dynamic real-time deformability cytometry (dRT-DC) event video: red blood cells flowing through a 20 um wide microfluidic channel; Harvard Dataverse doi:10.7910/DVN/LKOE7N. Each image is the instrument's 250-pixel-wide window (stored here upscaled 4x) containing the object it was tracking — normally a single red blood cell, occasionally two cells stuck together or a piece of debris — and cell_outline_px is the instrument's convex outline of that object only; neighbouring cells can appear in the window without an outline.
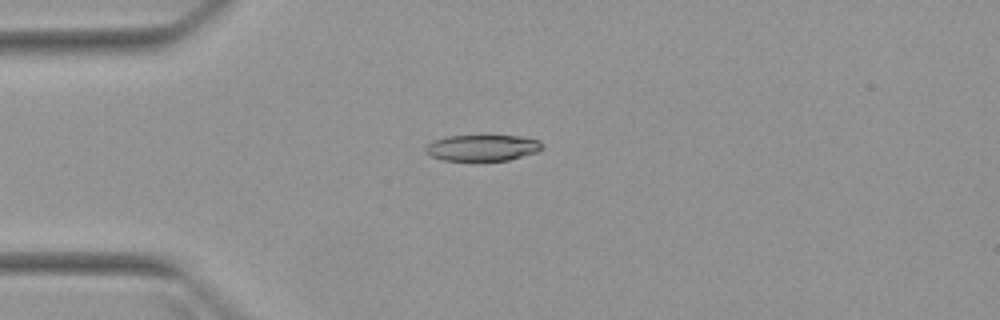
{"species": "Egyptian fruit bat (a non-hibernating species)", "species_latin": "Rousettus aegyptiacus", "temperature_condition": "warm", "stored_images_in_passage": 3, "camera_frame_rate_fps": 3000, "um_per_image_px": 0.085, "animal": {"sex": "female"}, "frame": {"image": 1, "passage_image": 3, "time_ms": 2.333, "image_size_px": [1000, 320], "cell_outline_px": [[544, 148], [536, 152], [508, 160], [444, 160], [432, 156], [424, 148], [432, 140], [444, 136], [520, 136], [540, 140], [544, 144]], "centroid_in_image_um": [41.03, 12.55], "position_along_channel_um": 44.0, "area_um2": 17.69}}